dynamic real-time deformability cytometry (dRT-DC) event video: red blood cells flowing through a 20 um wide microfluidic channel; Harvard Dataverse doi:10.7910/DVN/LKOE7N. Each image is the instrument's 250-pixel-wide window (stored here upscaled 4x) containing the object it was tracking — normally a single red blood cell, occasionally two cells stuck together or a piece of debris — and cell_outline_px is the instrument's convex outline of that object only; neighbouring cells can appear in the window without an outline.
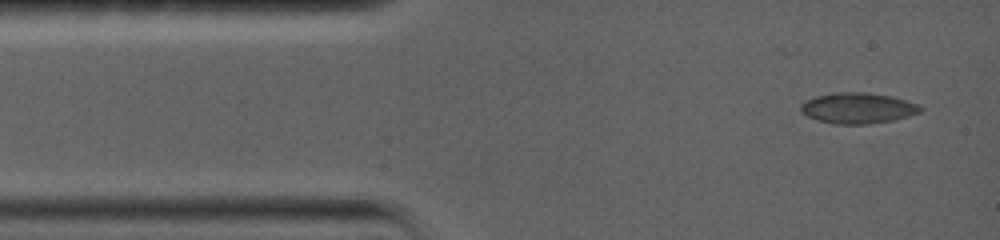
{"species": "common noctule bat (a hibernating species)", "species_latin": "Nyctalus noctula", "temperature_condition": "warm", "stored_images_in_passage": 5, "camera_frame_rate_fps": 5000, "um_per_image_px": 0.085, "animal": {"sex": "female", "body_mass_g": 19.0, "forearm_length_mm": 56.7}, "frame": {"image": 1, "passage_image": 1, "time_ms": 0.0, "image_size_px": [1000, 240], "cell_outline_px": [[924, 108], [920, 112], [908, 116], [892, 120], [868, 124], [832, 124], [808, 116], [800, 112], [800, 104], [816, 96], [836, 92], [864, 92], [892, 96], [916, 104]], "centroid_in_image_um": [72.9, 9.19], "position_along_channel_um": 12.1, "area_um2": 21.27}}
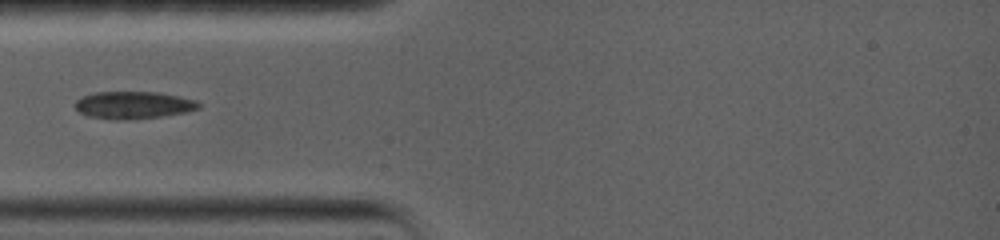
{"frame": {"image": 2, "passage_image": 4, "time_ms": 3.2, "image_size_px": [1000, 240], "cell_outline_px": [[200, 108], [188, 112], [160, 116], [116, 120], [112, 120], [88, 116], [80, 112], [72, 104], [76, 100], [84, 96], [96, 92], [156, 92], [196, 100], [200, 104]], "centroid_in_image_um": [11.31, 8.93], "position_along_channel_um": 73.7, "area_um2": 19.54}}
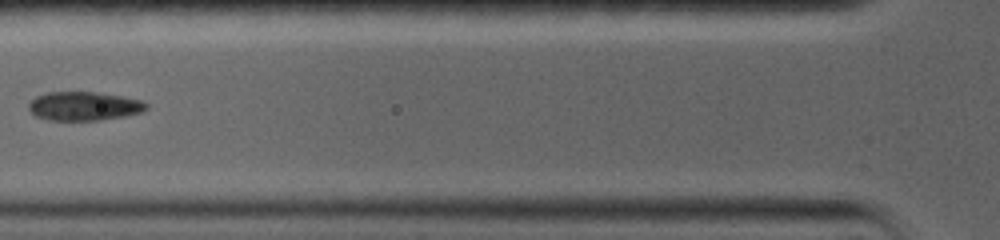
{"frame": {"image": 3, "passage_image": 5, "time_ms": 4.4, "image_size_px": [1000, 240], "cell_outline_px": [[148, 108], [144, 112], [124, 116], [100, 120], [52, 120], [36, 116], [28, 108], [28, 104], [36, 96], [48, 92], [96, 92], [120, 96], [140, 100], [148, 104]], "centroid_in_image_um": [7.16, 9.02], "position_along_channel_um": 118.6, "area_um2": 19.65}}